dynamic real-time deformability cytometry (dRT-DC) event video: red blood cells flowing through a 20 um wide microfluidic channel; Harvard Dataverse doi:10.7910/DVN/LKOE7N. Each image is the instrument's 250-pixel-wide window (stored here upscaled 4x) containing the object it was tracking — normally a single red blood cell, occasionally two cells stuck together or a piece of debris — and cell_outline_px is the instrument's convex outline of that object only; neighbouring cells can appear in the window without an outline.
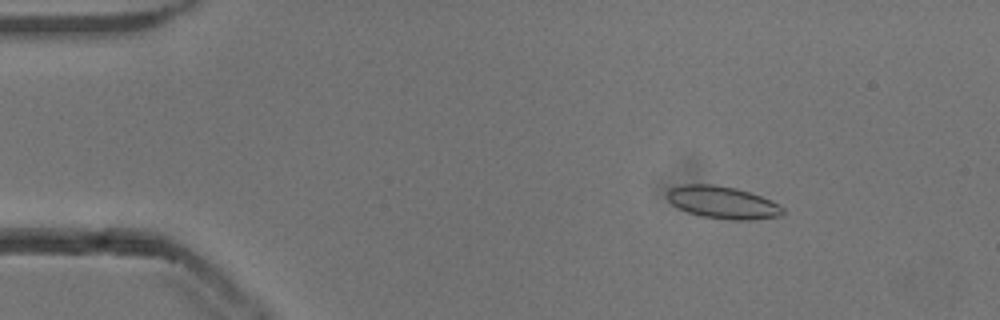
{"species": "common noctule bat (a hibernating species)", "species_latin": "Nyctalus noctula", "temperature_condition": "cold", "stored_images_in_passage": 54, "camera_frame_rate_fps": 3000, "um_per_image_px": 0.085, "animal": {"sex": "male", "body_mass_g": 13.3}, "frame": {"image": 1, "passage_image": 8, "time_ms": 2.333, "image_size_px": [1000, 320], "cell_outline_px": [[784, 216], [752, 220], [728, 220], [700, 216], [688, 212], [672, 204], [668, 200], [668, 188], [684, 184], [712, 184], [736, 188], [760, 196], [780, 204], [784, 208]], "centroid_in_image_um": [61.46, 17.22], "position_along_channel_um": 23.5, "area_um2": 21.96}}
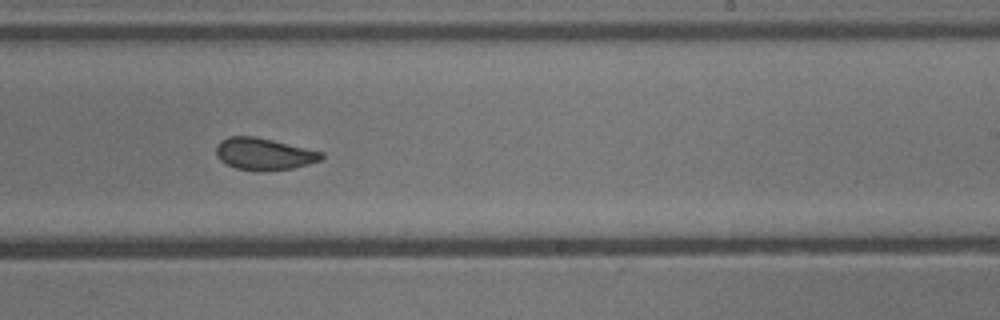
{"frame": {"image": 2, "passage_image": 33, "time_ms": 10.667, "image_size_px": [1000, 320], "cell_outline_px": [[324, 156], [320, 160], [308, 164], [292, 168], [260, 172], [236, 168], [220, 160], [216, 156], [216, 144], [220, 140], [228, 136], [252, 136], [272, 140], [324, 152]], "centroid_in_image_um": [22.41, 13.09], "position_along_channel_um": 266.6, "area_um2": 19.65}}
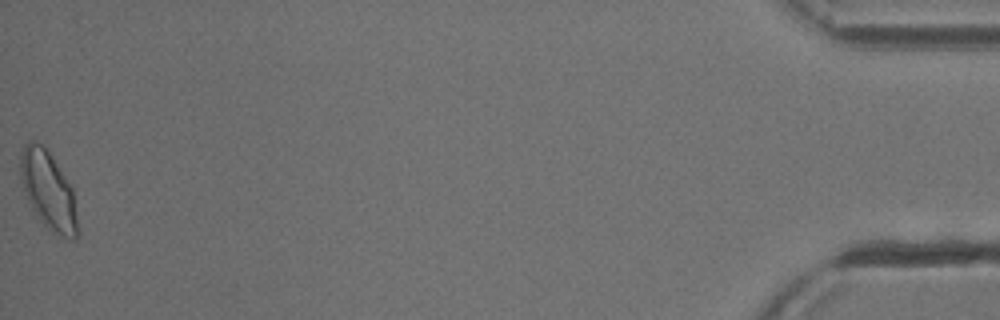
{"frame": {"image": 3, "passage_image": 54, "time_ms": 17.667, "image_size_px": [1000, 320], "cell_outline_px": [[80, 236], [72, 240], [56, 236], [40, 220], [32, 208], [24, 192], [20, 176], [20, 152], [24, 144], [28, 140], [36, 140], [48, 152], [72, 184], [80, 232]], "centroid_in_image_um": [4.14, 16.23], "position_along_channel_um": 431.1, "area_um2": 26.59}, "authors_computed_cell_mechanics": {"area_um2": 20.7502, "velocity_mm_per_s": 3.8211, "shape_relaxation_time_tau1_ms": null, "shape_relaxation_time_tau2_ms": 1.3583, "deformation_change_tau1": null, "deformation_change_tau2": 0.0692}}